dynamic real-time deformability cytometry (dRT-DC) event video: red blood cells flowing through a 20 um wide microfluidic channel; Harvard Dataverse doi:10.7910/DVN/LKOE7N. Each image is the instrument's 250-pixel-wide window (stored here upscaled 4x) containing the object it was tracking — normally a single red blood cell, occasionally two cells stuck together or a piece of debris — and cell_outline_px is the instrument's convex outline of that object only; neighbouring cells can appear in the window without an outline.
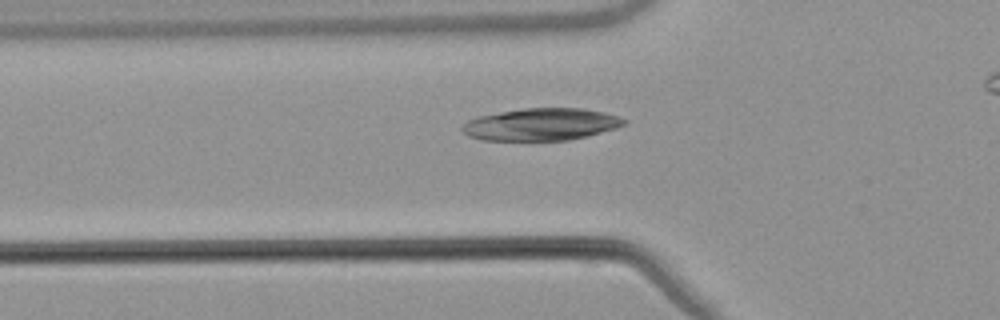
{"species": "common noctule bat (a hibernating species)", "species_latin": "Nyctalus noctula", "temperature_condition": "warm", "stored_images_in_passage": 48, "camera_frame_rate_fps": 3000, "um_per_image_px": 0.085, "animal": {"sex": "male", "body_mass_g": 21.5, "forearm_length_mm": 52.0}, "frame": {"image": 1, "passage_image": 19, "time_ms": 6.0, "image_size_px": [1000, 320], "cell_outline_px": [[628, 124], [616, 128], [588, 136], [568, 140], [480, 140], [468, 136], [460, 128], [468, 120], [480, 116], [500, 112], [524, 108], [584, 108], [604, 112], [628, 120]], "centroid_in_image_um": [46.03, 10.57], "position_along_channel_um": 79.8, "area_um2": 30.4}}
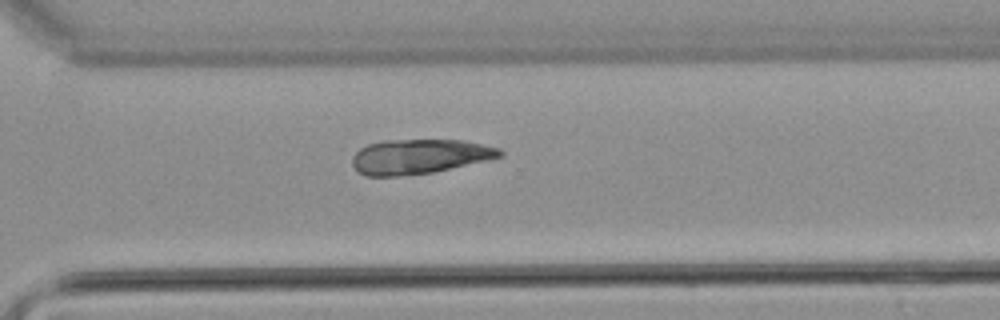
{"frame": {"image": 2, "passage_image": 39, "time_ms": 12.667, "image_size_px": [1000, 320], "cell_outline_px": [[504, 156], [488, 160], [432, 172], [400, 176], [364, 176], [356, 172], [352, 164], [352, 156], [360, 148], [368, 144], [384, 140], [464, 140], [500, 148], [504, 152]], "centroid_in_image_um": [35.63, 13.3], "position_along_channel_um": 335.0, "area_um2": 30.0}}
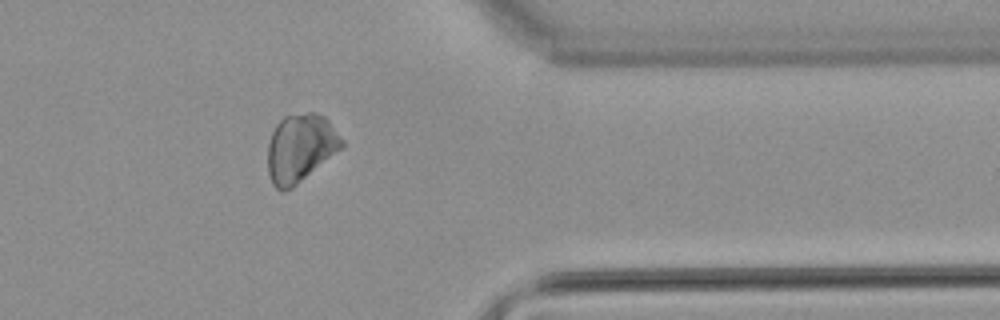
{"frame": {"image": 3, "passage_image": 44, "time_ms": 14.333, "image_size_px": [1000, 320], "cell_outline_px": [[344, 148], [292, 188], [284, 192], [280, 192], [272, 184], [268, 172], [268, 144], [272, 132], [276, 124], [284, 116], [304, 112], [316, 112], [324, 116], [328, 120], [344, 140]], "centroid_in_image_um": [25.55, 12.58], "position_along_channel_um": 385.9, "area_um2": 29.82}}